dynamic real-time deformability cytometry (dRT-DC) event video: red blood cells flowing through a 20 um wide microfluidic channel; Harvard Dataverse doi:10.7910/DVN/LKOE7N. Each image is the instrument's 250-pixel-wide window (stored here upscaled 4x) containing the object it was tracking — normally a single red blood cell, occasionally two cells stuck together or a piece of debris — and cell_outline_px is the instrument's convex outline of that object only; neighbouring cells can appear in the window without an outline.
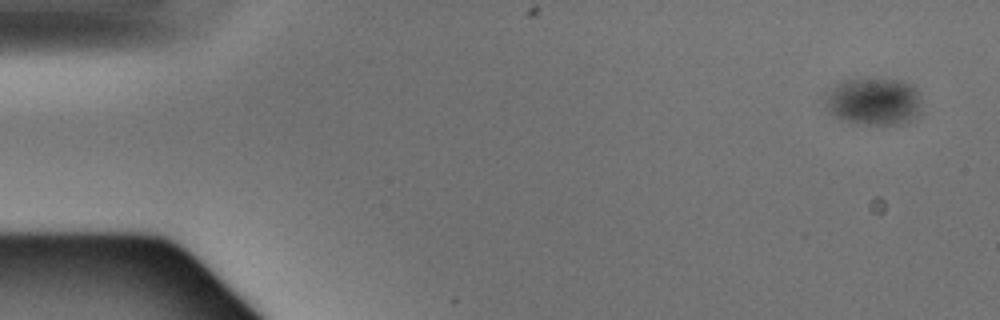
{"species": "Egyptian fruit bat (a non-hibernating species)", "species_latin": "Rousettus aegyptiacus", "temperature_condition": "warm", "stored_images_in_passage": 4, "camera_frame_rate_fps": 3000, "um_per_image_px": 0.085, "animal": {"sex": "male"}, "frame": {"image": 1, "passage_image": 1, "time_ms": 0.0, "image_size_px": [1000, 320], "cell_outline_px": [[920, 112], [916, 116], [904, 124], [864, 124], [840, 120], [828, 112], [824, 104], [824, 100], [828, 92], [840, 80], [900, 80], [912, 84], [916, 88], [920, 100]], "centroid_in_image_um": [74.25, 8.64], "position_along_channel_um": 10.8, "area_um2": 26.65}}
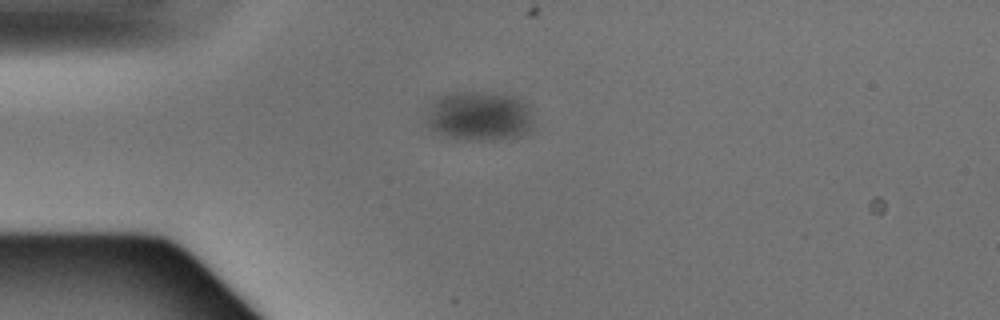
{"frame": {"image": 2, "passage_image": 4, "time_ms": 1.0, "image_size_px": [1000, 320], "cell_outline_px": [[536, 128], [520, 136], [496, 140], [464, 140], [448, 136], [436, 132], [428, 128], [424, 124], [424, 116], [432, 104], [440, 96], [464, 92], [484, 92], [512, 96], [528, 104]], "centroid_in_image_um": [40.76, 9.9], "position_along_channel_um": 44.2, "area_um2": 31.27}}